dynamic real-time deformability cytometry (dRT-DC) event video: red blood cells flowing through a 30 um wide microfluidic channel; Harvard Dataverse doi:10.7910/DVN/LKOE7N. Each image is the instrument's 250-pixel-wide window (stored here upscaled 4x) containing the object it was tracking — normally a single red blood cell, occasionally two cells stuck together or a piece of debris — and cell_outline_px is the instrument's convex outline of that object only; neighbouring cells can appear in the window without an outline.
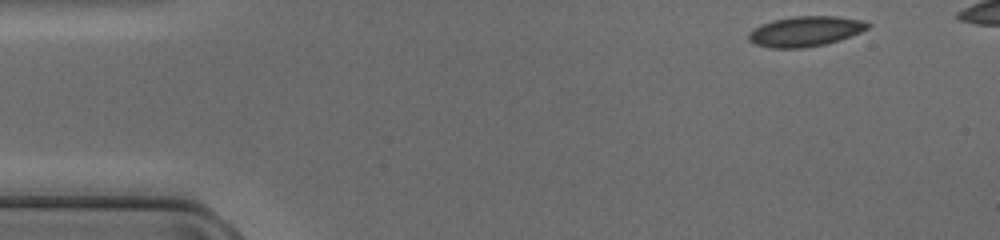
{"species": "common noctule bat (a hibernating species)", "species_latin": "Nyctalus noctula", "temperature_condition": "cold", "stored_images_in_passage": 40, "camera_frame_rate_fps": 3000, "um_per_image_px": 0.085, "animal": {"sex": "female", "body_mass_g": 17.0, "forearm_length_mm": 48.0}, "frame": {"image": 1, "passage_image": 1, "time_ms": 0.0, "image_size_px": [1000, 240], "cell_outline_px": [[872, 24], [868, 28], [860, 32], [840, 40], [824, 44], [804, 48], [768, 48], [756, 44], [748, 40], [748, 32], [760, 24], [772, 20], [792, 16], [836, 16], [864, 20]], "centroid_in_image_um": [68.44, 2.66], "position_along_channel_um": 16.6, "area_um2": 21.15}}
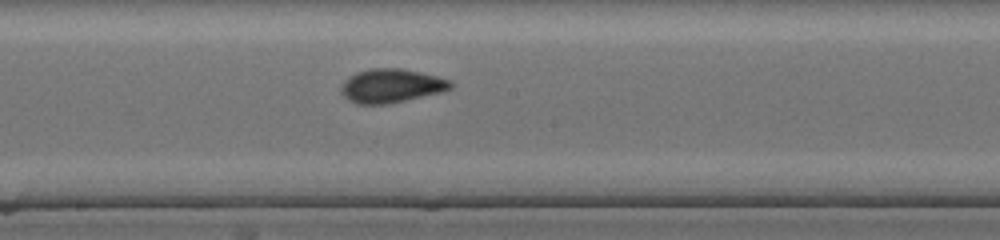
{"frame": {"image": 2, "passage_image": 22, "time_ms": 7.0, "image_size_px": [1000, 240], "cell_outline_px": [[452, 88], [440, 92], [388, 104], [356, 104], [348, 100], [340, 92], [340, 88], [344, 80], [348, 76], [356, 72], [372, 68], [400, 68], [420, 72], [452, 80]], "centroid_in_image_um": [33.22, 7.29], "position_along_channel_um": 215.0, "area_um2": 21.62}}
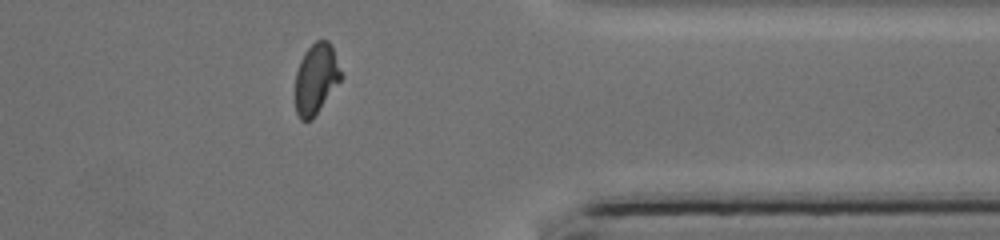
{"frame": {"image": 3, "passage_image": 35, "time_ms": 11.333, "image_size_px": [1000, 240], "cell_outline_px": [[344, 76], [312, 120], [300, 120], [296, 112], [296, 72], [300, 60], [304, 52], [316, 40], [328, 40], [332, 48]], "centroid_in_image_um": [26.87, 6.7], "position_along_channel_um": 384.5, "area_um2": 18.79}}